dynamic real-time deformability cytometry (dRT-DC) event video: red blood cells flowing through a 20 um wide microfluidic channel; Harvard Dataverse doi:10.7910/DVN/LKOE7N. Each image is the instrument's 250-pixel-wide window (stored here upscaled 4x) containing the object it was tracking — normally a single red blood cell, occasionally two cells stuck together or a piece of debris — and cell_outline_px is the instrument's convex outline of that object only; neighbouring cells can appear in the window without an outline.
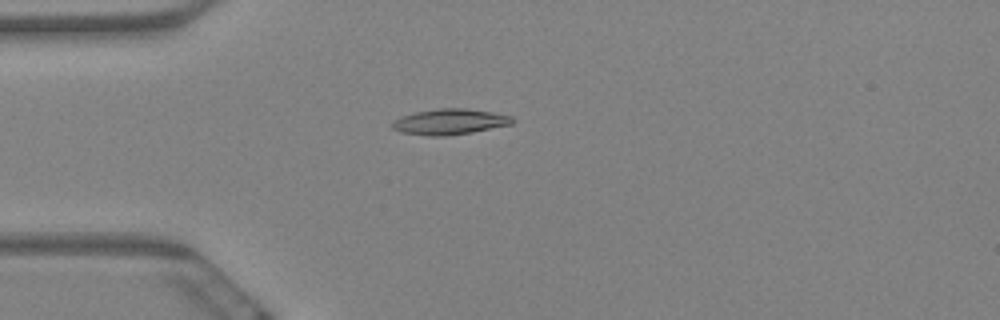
{"species": "Egyptian fruit bat (a non-hibernating species)", "species_latin": "Rousettus aegyptiacus", "temperature_condition": "warm", "stored_images_in_passage": 5, "camera_frame_rate_fps": 3000, "um_per_image_px": 0.085, "animal": {"sex": "female"}, "frame": {"image": 1, "passage_image": 5, "time_ms": 1.333, "image_size_px": [1000, 320], "cell_outline_px": [[516, 120], [512, 124], [472, 132], [448, 136], [428, 136], [400, 132], [392, 128], [392, 120], [400, 116], [416, 112], [440, 108], [464, 108], [492, 112], [512, 116]], "centroid_in_image_um": [38.21, 10.35], "position_along_channel_um": 46.8, "area_um2": 18.09}}